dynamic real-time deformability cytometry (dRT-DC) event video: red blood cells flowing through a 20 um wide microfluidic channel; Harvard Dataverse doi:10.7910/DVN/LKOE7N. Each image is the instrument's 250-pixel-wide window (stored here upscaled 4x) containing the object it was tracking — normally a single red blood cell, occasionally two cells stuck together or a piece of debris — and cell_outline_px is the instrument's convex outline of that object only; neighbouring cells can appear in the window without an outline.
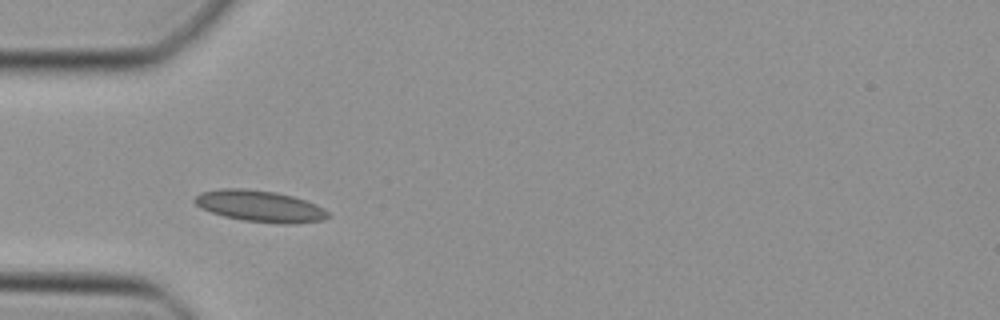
{"species": "Egyptian fruit bat (a non-hibernating species)", "species_latin": "Rousettus aegyptiacus", "temperature_condition": "cold", "stored_images_in_passage": 34, "camera_frame_rate_fps": 3000, "um_per_image_px": 0.085, "animal": {"sex": "female"}, "frame": {"image": 1, "passage_image": 1, "time_ms": 0.0, "image_size_px": [1000, 320], "cell_outline_px": [[332, 216], [324, 220], [292, 224], [288, 224], [244, 220], [224, 216], [200, 208], [192, 200], [200, 192], [220, 188], [244, 188], [276, 192], [292, 196], [316, 204], [324, 208]], "centroid_in_image_um": [22.1, 17.51], "position_along_channel_um": 62.9, "area_um2": 24.45}}
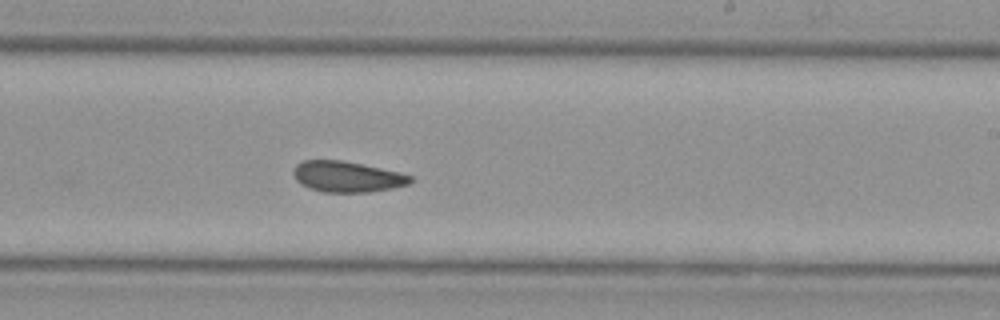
{"frame": {"image": 2, "passage_image": 15, "time_ms": 4.667, "image_size_px": [1000, 320], "cell_outline_px": [[412, 180], [408, 184], [392, 188], [368, 192], [324, 192], [312, 188], [296, 180], [292, 172], [296, 164], [304, 160], [340, 160], [400, 172], [412, 176]], "centroid_in_image_um": [29.5, 15.01], "position_along_channel_um": 259.5, "area_um2": 20.69}}
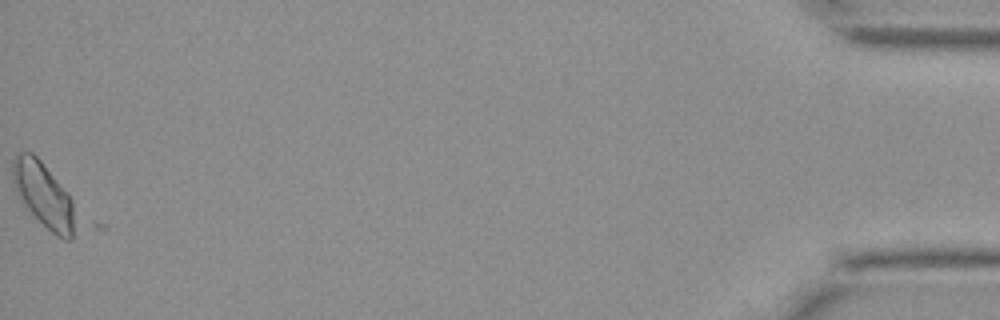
{"frame": {"image": 3, "passage_image": 34, "time_ms": 11.0, "image_size_px": [1000, 320], "cell_outline_px": [[80, 228], [72, 240], [64, 240], [56, 236], [20, 200], [12, 184], [12, 160], [16, 152], [32, 152], [40, 160], [68, 192], [72, 200], [80, 224]], "centroid_in_image_um": [3.78, 16.62], "position_along_channel_um": 431.4, "area_um2": 24.33}}